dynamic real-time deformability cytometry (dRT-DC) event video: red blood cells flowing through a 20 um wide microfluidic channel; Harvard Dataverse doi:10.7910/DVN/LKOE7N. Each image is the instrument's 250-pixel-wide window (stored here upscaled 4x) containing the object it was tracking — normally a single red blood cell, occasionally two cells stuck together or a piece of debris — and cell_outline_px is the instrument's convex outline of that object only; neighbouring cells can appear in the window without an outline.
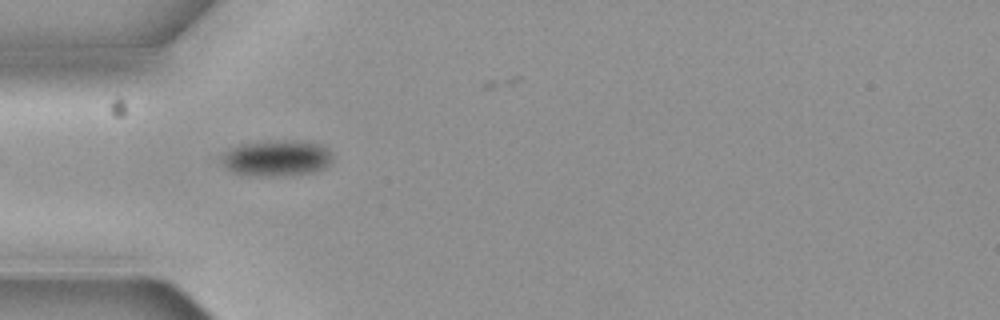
{"species": "common noctule bat (a hibernating species)", "species_latin": "Nyctalus noctula", "temperature_condition": "cold", "stored_images_in_passage": 5, "camera_frame_rate_fps": 3000, "um_per_image_px": 0.085, "animal": {"sex": "female", "body_mass_g": 19.3, "forearm_length_mm": 54.1}, "frame": {"image": 1, "passage_image": 4, "time_ms": 1.0, "image_size_px": [1000, 320], "cell_outline_px": [[332, 160], [324, 168], [316, 172], [272, 176], [232, 172], [220, 164], [220, 156], [228, 148], [240, 144], [272, 140], [300, 140], [324, 144], [332, 152]], "centroid_in_image_um": [23.52, 13.4], "position_along_channel_um": 61.5, "area_um2": 23.7}}
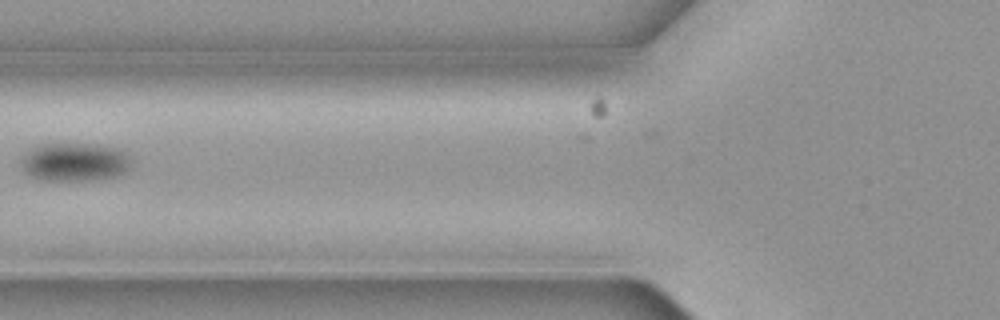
{"frame": {"image": 2, "passage_image": 5, "time_ms": 1.333, "image_size_px": [1000, 320], "cell_outline_px": [[128, 168], [124, 172], [116, 176], [80, 180], [44, 180], [32, 176], [24, 172], [20, 160], [28, 152], [40, 144], [100, 144], [116, 148], [124, 152], [128, 160]], "centroid_in_image_um": [6.3, 13.76], "position_along_channel_um": 119.5, "area_um2": 24.04}}